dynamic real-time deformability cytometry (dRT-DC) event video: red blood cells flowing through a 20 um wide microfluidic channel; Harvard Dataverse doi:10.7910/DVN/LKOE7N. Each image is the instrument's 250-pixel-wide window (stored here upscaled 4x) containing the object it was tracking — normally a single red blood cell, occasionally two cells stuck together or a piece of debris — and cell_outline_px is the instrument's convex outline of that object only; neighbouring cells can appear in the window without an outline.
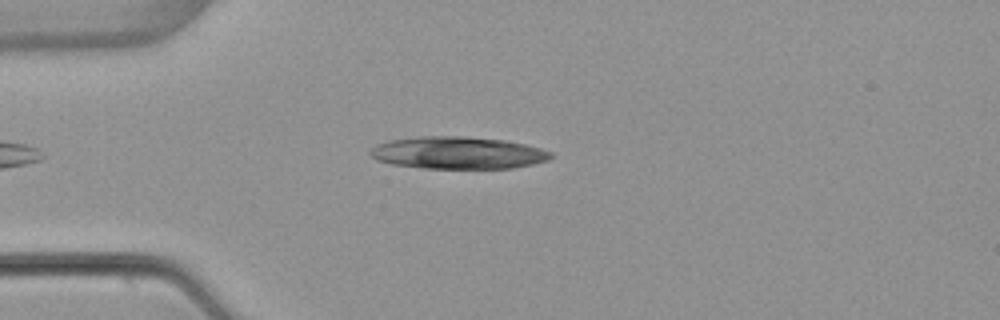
{"species": "common noctule bat (a hibernating species)", "species_latin": "Nyctalus noctula", "temperature_condition": "warm", "stored_images_in_passage": 47, "camera_frame_rate_fps": 3000, "um_per_image_px": 0.085, "animal": {"sex": "female", "body_mass_g": 22.7, "forearm_length_mm": 54.2}, "frame": {"image": 1, "passage_image": 9, "time_ms": 2.667, "image_size_px": [1000, 320], "cell_outline_px": [[552, 156], [548, 160], [532, 164], [512, 168], [424, 168], [392, 164], [376, 160], [368, 152], [376, 144], [392, 140], [420, 136], [464, 136], [504, 140], [524, 144], [540, 148], [552, 152]], "centroid_in_image_um": [38.91, 12.99], "position_along_channel_um": 46.1, "area_um2": 33.81}}